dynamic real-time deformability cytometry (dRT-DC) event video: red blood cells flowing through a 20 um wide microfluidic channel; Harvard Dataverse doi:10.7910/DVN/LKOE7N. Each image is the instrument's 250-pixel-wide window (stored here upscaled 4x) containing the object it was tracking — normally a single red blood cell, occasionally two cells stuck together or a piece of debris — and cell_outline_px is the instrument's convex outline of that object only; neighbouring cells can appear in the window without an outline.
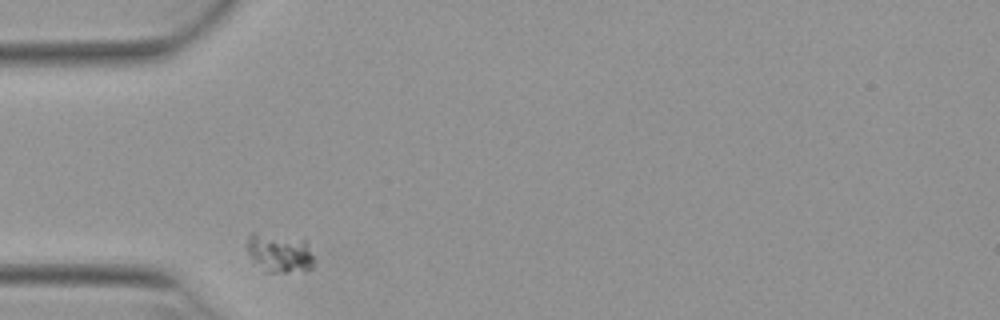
{"species": "Egyptian fruit bat (a non-hibernating species)", "species_latin": "Rousettus aegyptiacus", "temperature_condition": "warm", "stored_images_in_passage": 29, "camera_frame_rate_fps": 3000, "um_per_image_px": 0.085, "animal": {"sex": "female"}, "frame": {"image": 1, "passage_image": 1, "time_ms": 0.0, "image_size_px": [1000, 320], "cell_outline_px": [[312, 268], [288, 272], [264, 272], [252, 260], [248, 252], [248, 236], [252, 232], [256, 232], [304, 236], [308, 240], [312, 256]], "centroid_in_image_um": [23.78, 21.43], "position_along_channel_um": 61.2, "area_um2": 15.78}}
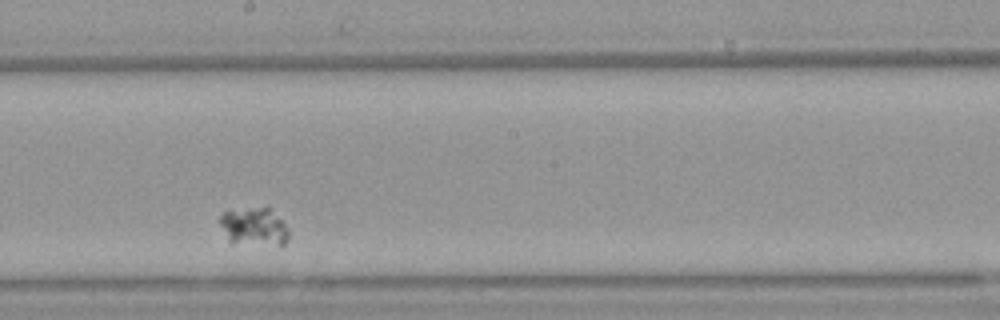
{"frame": {"image": 2, "passage_image": 16, "time_ms": 5.0, "image_size_px": [1000, 320], "cell_outline_px": [[288, 240], [284, 244], [232, 244], [228, 240], [220, 224], [220, 216], [224, 212], [260, 208], [272, 208], [284, 220], [288, 228]], "centroid_in_image_um": [21.63, 19.29], "position_along_channel_um": 226.6, "area_um2": 15.2}}
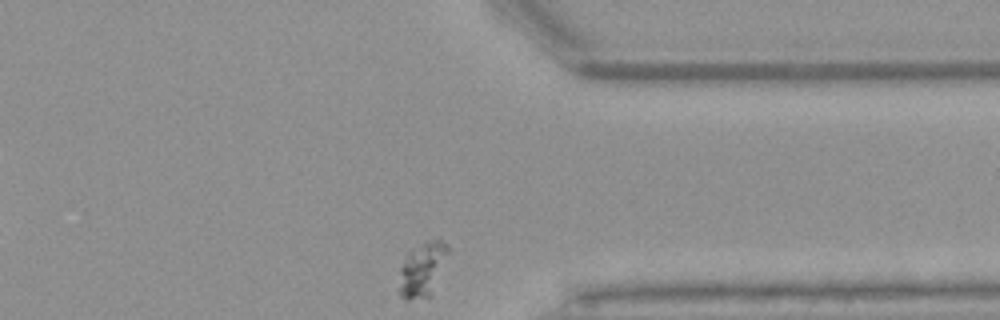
{"frame": {"image": 3, "passage_image": 29, "time_ms": 9.333, "image_size_px": [1000, 320], "cell_outline_px": [[448, 252], [432, 296], [408, 300], [404, 300], [400, 296], [400, 268], [404, 256], [412, 248], [424, 240], [440, 240], [448, 248]], "centroid_in_image_um": [35.87, 22.9], "position_along_channel_um": 375.5, "area_um2": 15.49}}